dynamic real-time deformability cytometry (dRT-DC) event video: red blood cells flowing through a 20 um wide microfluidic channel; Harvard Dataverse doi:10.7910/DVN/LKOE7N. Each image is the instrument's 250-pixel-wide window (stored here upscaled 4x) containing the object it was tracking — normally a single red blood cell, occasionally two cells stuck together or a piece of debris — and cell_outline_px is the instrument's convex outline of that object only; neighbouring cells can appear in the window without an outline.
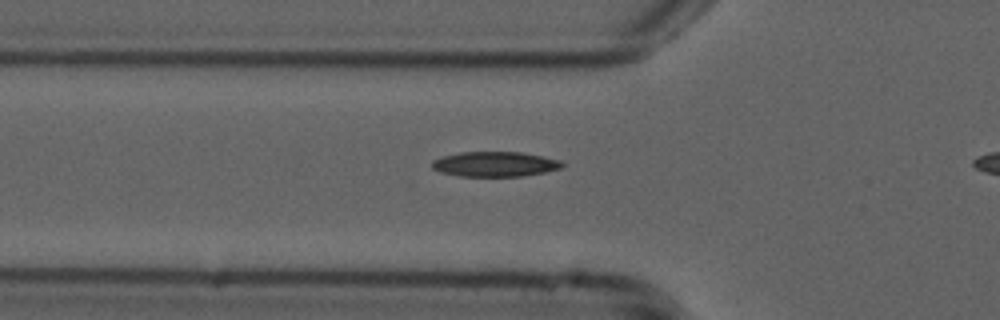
{"species": "common noctule bat (a hibernating species)", "species_latin": "Nyctalus noctula", "temperature_condition": "cold", "stored_images_in_passage": 30, "camera_frame_rate_fps": 3000, "um_per_image_px": 0.085, "animal": {"sex": "male", "forearm_length_mm": 52.5}, "frame": {"image": 1, "passage_image": 5, "time_ms": 1.333, "image_size_px": [1000, 320], "cell_outline_px": [[564, 164], [560, 168], [544, 172], [524, 176], [460, 176], [440, 172], [432, 168], [432, 160], [444, 156], [460, 152], [520, 152], [544, 156], [560, 160]], "centroid_in_image_um": [42.07, 13.95], "position_along_channel_um": 83.7, "area_um2": 18.9}}
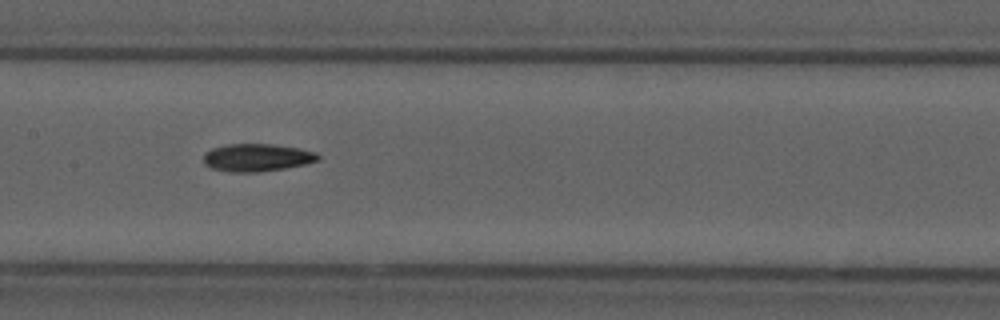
{"frame": {"image": 2, "passage_image": 13, "time_ms": 4.0, "image_size_px": [1000, 320], "cell_outline_px": [[320, 160], [304, 164], [284, 168], [256, 172], [228, 172], [212, 168], [204, 164], [204, 152], [212, 148], [228, 144], [272, 144], [300, 148], [316, 152], [320, 156]], "centroid_in_image_um": [21.84, 13.39], "position_along_channel_um": 185.6, "area_um2": 18.5}}
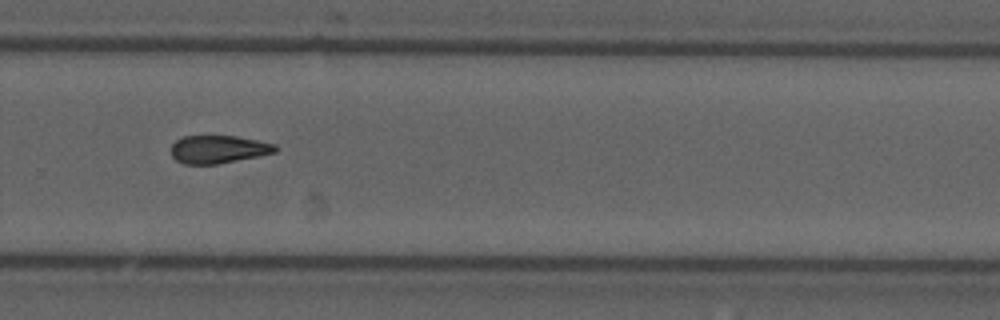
{"frame": {"image": 3, "passage_image": 23, "time_ms": 7.333, "image_size_px": [1000, 320], "cell_outline_px": [[280, 148], [276, 152], [260, 156], [216, 164], [184, 164], [176, 160], [172, 156], [172, 144], [176, 140], [184, 136], [236, 136], [276, 144]], "centroid_in_image_um": [18.59, 12.69], "position_along_channel_um": 311.2, "area_um2": 16.99}}